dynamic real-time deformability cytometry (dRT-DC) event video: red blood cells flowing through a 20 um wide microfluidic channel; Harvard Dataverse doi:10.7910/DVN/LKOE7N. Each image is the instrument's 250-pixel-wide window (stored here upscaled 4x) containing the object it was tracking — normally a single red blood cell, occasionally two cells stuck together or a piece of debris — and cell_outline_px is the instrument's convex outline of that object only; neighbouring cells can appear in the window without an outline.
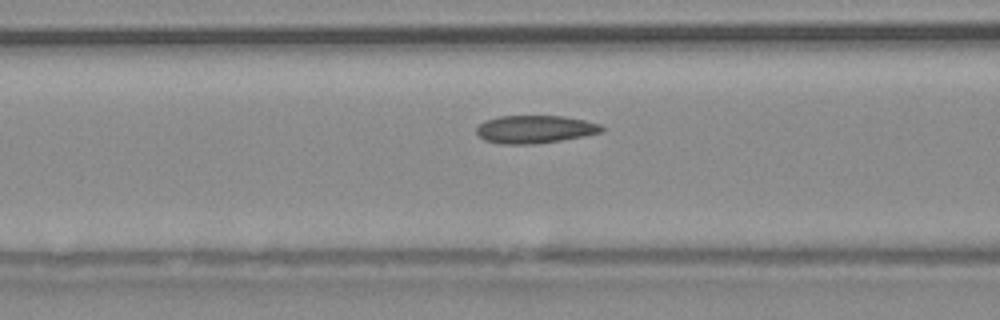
{"species": "common noctule bat (a hibernating species)", "species_latin": "Nyctalus noctula", "temperature_condition": "warm", "stored_images_in_passage": 12, "camera_frame_rate_fps": 3000, "um_per_image_px": 0.085, "animal": {"sex": "male", "body_mass_g": 20.4}, "frame": {"image": 1, "passage_image": 10, "time_ms": 3.0, "image_size_px": [1000, 320], "cell_outline_px": [[604, 128], [600, 132], [584, 136], [536, 144], [500, 144], [484, 140], [476, 132], [476, 128], [484, 120], [500, 116], [564, 116], [584, 120], [600, 124]], "centroid_in_image_um": [45.44, 10.99], "position_along_channel_um": 121.2, "area_um2": 20.29}}